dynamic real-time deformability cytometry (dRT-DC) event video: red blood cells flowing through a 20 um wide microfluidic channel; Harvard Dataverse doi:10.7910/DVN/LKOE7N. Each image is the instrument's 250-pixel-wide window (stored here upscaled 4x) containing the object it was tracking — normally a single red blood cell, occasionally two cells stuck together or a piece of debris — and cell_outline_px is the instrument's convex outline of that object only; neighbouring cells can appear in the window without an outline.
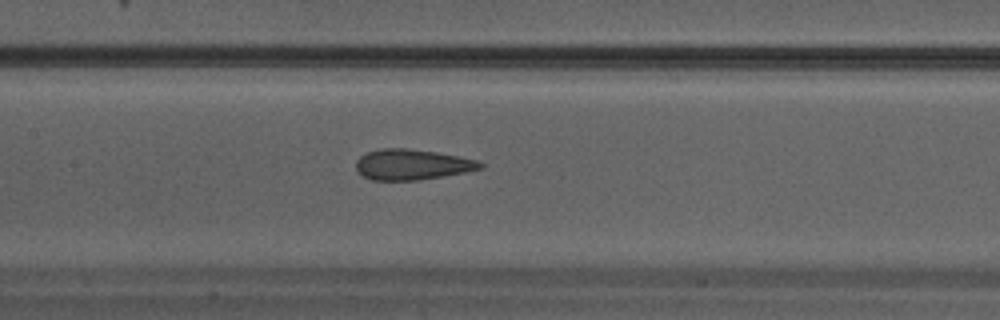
{"species": "Egyptian fruit bat (a non-hibernating species)", "species_latin": "Rousettus aegyptiacus", "temperature_condition": "warm", "stored_images_in_passage": 25, "camera_frame_rate_fps": 3000, "um_per_image_px": 0.085, "animal": {"sex": "male"}, "frame": {"image": 1, "passage_image": 8, "time_ms": 2.333, "image_size_px": [1000, 320], "cell_outline_px": [[484, 168], [464, 172], [416, 180], [372, 180], [364, 176], [356, 168], [356, 160], [360, 156], [368, 152], [380, 148], [408, 148], [436, 152], [476, 160], [484, 164]], "centroid_in_image_um": [35.0, 13.97], "position_along_channel_um": 172.4, "area_um2": 21.85}}
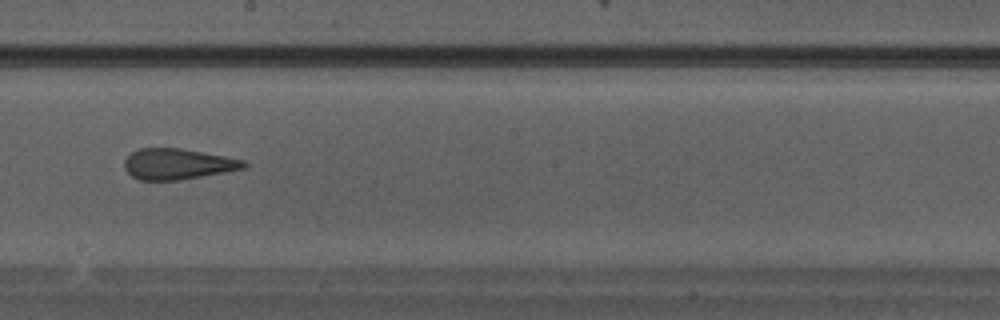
{"frame": {"image": 2, "passage_image": 11, "time_ms": 3.333, "image_size_px": [1000, 320], "cell_outline_px": [[248, 164], [244, 168], [224, 172], [180, 180], [140, 180], [132, 176], [124, 168], [124, 160], [132, 152], [140, 148], [180, 148], [224, 156], [244, 160]], "centroid_in_image_um": [15.08, 13.94], "position_along_channel_um": 233.1, "area_um2": 21.27}}